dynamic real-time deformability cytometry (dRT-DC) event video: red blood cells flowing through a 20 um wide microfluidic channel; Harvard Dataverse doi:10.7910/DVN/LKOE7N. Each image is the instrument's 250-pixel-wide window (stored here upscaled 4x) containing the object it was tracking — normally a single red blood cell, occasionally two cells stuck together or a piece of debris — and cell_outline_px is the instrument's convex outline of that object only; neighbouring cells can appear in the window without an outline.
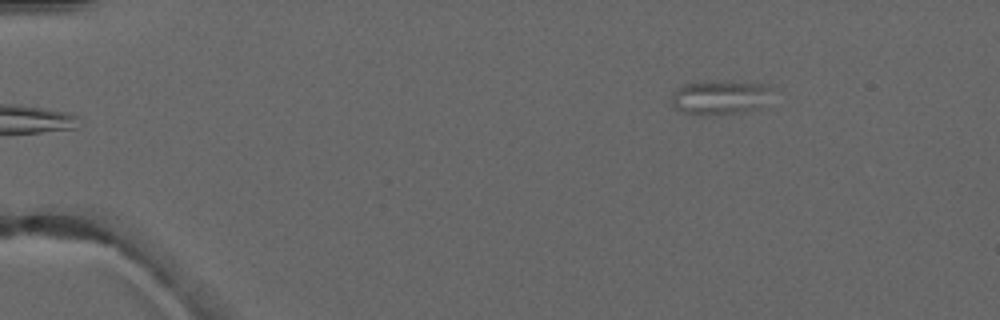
{"species": "common noctule bat (a hibernating species)", "species_latin": "Nyctalus noctula", "temperature_condition": "warm", "stored_images_in_passage": 5, "camera_frame_rate_fps": 3000, "um_per_image_px": 0.085, "animal": {"sex": "male", "forearm_length_mm": 52.5}, "frame": {"image": 1, "passage_image": 5, "time_ms": 6.0, "image_size_px": [1000, 320], "cell_outline_px": [[772, 88], [760, 104], [756, 108], [736, 112], [684, 112], [676, 108], [672, 104], [672, 96], [676, 88], [684, 84], [728, 80], [772, 84]], "centroid_in_image_um": [61.19, 8.19], "position_along_channel_um": 23.8, "area_um2": 19.02}}